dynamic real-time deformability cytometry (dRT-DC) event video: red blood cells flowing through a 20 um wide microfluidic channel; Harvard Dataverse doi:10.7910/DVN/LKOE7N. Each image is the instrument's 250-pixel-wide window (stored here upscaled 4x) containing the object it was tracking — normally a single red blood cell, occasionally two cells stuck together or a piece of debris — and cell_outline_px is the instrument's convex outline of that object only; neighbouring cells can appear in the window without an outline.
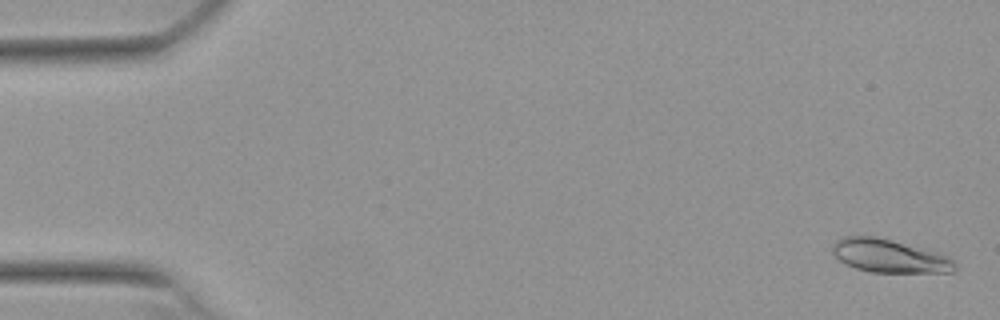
{"species": "Egyptian fruit bat (a non-hibernating species)", "species_latin": "Rousettus aegyptiacus", "temperature_condition": "warm", "stored_images_in_passage": 54, "camera_frame_rate_fps": 3000, "um_per_image_px": 0.085, "animal": {"sex": "female"}, "frame": {"image": 1, "passage_image": 2, "time_ms": 0.333, "image_size_px": [1000, 320], "cell_outline_px": [[956, 268], [952, 272], [872, 272], [856, 268], [844, 264], [832, 252], [832, 248], [836, 240], [844, 236], [876, 236], [944, 252], [956, 264]], "centroid_in_image_um": [75.64, 21.74], "position_along_channel_um": 9.4, "area_um2": 24.04}}
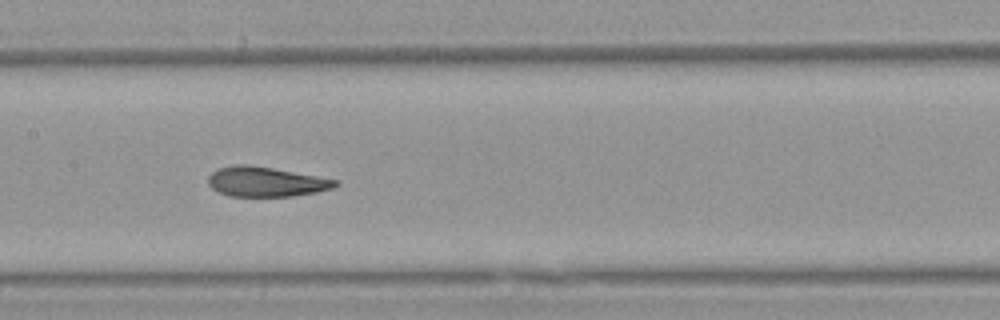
{"frame": {"image": 2, "passage_image": 27, "time_ms": 8.667, "image_size_px": [1000, 320], "cell_outline_px": [[340, 184], [332, 188], [316, 192], [292, 196], [228, 196], [212, 188], [208, 184], [208, 176], [216, 168], [236, 164], [248, 164], [272, 168], [340, 180]], "centroid_in_image_um": [22.59, 15.44], "position_along_channel_um": 184.8, "area_um2": 22.14}}
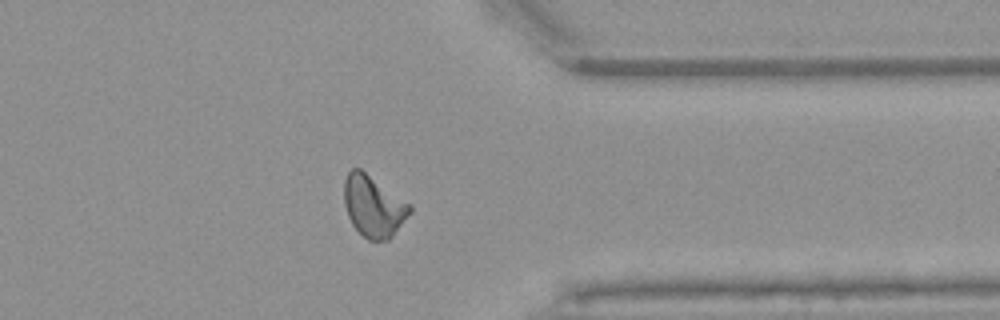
{"frame": {"image": 3, "passage_image": 43, "time_ms": 14.0, "image_size_px": [1000, 320], "cell_outline_px": [[412, 212], [392, 236], [388, 240], [368, 240], [352, 224], [348, 216], [344, 204], [344, 180], [348, 172], [352, 168], [360, 168], [412, 204]], "centroid_in_image_um": [31.76, 17.51], "position_along_channel_um": 379.6, "area_um2": 23.58}, "authors_computed_cell_mechanics": {"area_um2": 22.8599, "velocity_mm_per_s": 3.8054, "shape_relaxation_time_tau1_ms": 6.2886, "shape_relaxation_time_tau2_ms": 1.5988, "deformation_change_tau1": 0.1985, "deformation_change_tau2": 0.0784}}